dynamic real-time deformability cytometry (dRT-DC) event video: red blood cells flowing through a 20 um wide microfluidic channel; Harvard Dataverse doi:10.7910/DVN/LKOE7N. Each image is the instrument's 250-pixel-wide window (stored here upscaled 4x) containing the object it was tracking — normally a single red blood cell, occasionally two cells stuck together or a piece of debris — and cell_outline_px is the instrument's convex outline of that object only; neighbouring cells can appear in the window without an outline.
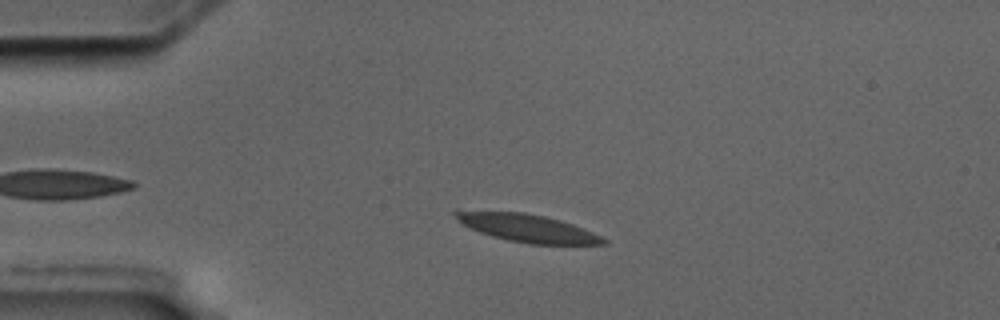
{"species": "common noctule bat (a hibernating species)", "species_latin": "Nyctalus noctula", "temperature_condition": "cold", "stored_images_in_passage": 46, "camera_frame_rate_fps": 3000, "um_per_image_px": 0.085, "animal": {"sex": "male", "body_mass_g": 17.5, "forearm_length_mm": 52.3}, "frame": {"image": 1, "passage_image": 11, "time_ms": 3.333, "image_size_px": [1000, 320], "cell_outline_px": [[608, 244], [528, 244], [508, 240], [492, 236], [480, 232], [464, 224], [452, 212], [456, 208], [524, 212], [544, 216], [560, 220], [572, 224], [592, 232], [608, 240]], "centroid_in_image_um": [44.75, 19.35], "position_along_channel_um": 40.3, "area_um2": 24.22}}
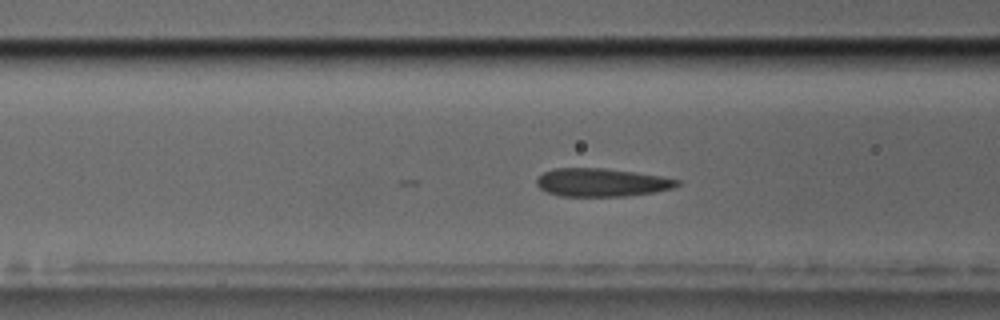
{"frame": {"image": 2, "passage_image": 20, "time_ms": 6.333, "image_size_px": [1000, 320], "cell_outline_px": [[680, 184], [672, 188], [652, 192], [624, 196], [560, 196], [548, 192], [540, 188], [536, 184], [536, 180], [544, 172], [556, 168], [608, 168], [636, 172], [660, 176], [680, 180]], "centroid_in_image_um": [51.13, 15.5], "position_along_channel_um": 115.5, "area_um2": 22.95}}
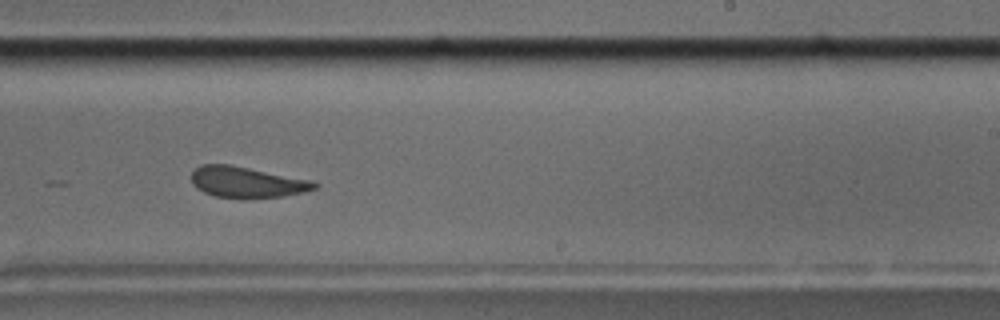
{"frame": {"image": 3, "passage_image": 33, "time_ms": 10.667, "image_size_px": [1000, 320], "cell_outline_px": [[320, 184], [316, 188], [304, 192], [284, 196], [244, 200], [216, 196], [204, 192], [196, 188], [192, 184], [192, 172], [200, 164], [228, 164], [312, 180]], "centroid_in_image_um": [20.99, 15.51], "position_along_channel_um": 268.0, "area_um2": 22.54}, "authors_computed_cell_mechanics": {"area_um2": 23.5535, "velocity_mm_per_s": 3.5342, "shape_relaxation_time_tau1_ms": 6.6662, "shape_relaxation_time_tau2_ms": 1.4186, "deformation_change_tau1": 0.1524, "deformation_change_tau2": 0.0685}}